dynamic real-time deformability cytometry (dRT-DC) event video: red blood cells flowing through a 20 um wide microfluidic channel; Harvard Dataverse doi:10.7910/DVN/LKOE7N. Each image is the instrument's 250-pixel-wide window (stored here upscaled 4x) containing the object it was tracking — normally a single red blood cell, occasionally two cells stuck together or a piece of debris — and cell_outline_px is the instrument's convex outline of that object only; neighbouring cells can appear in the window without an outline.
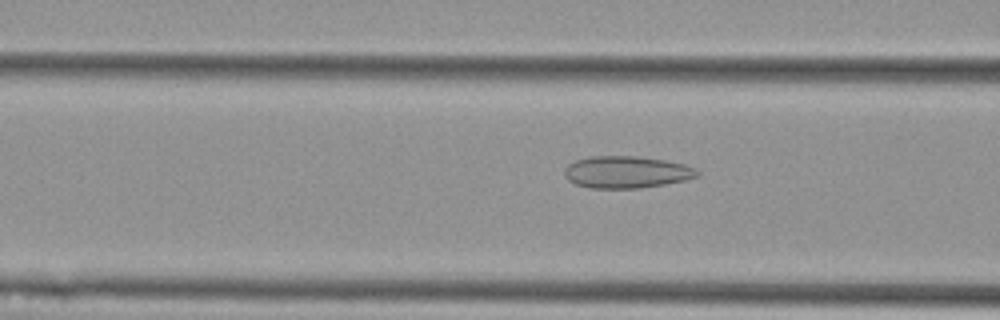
{"species": "Egyptian fruit bat (a non-hibernating species)", "species_latin": "Rousettus aegyptiacus", "temperature_condition": "cold", "stored_images_in_passage": 55, "camera_frame_rate_fps": 3000, "um_per_image_px": 0.085, "animal": {"sex": "female"}, "frame": {"image": 1, "passage_image": 21, "time_ms": 6.667, "image_size_px": [1000, 320], "cell_outline_px": [[700, 176], [684, 180], [664, 184], [640, 188], [588, 188], [576, 184], [568, 180], [564, 176], [564, 168], [568, 164], [576, 160], [592, 156], [636, 156], [664, 160], [684, 164], [696, 168], [700, 172]], "centroid_in_image_um": [53.25, 14.63], "position_along_channel_um": 113.4, "area_um2": 24.85}}
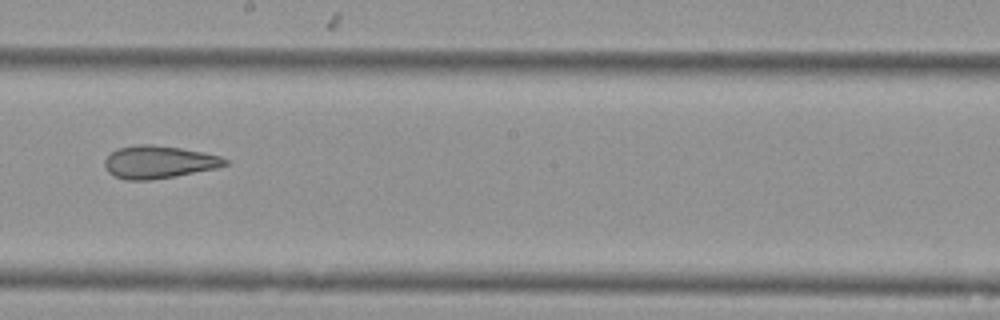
{"frame": {"image": 2, "passage_image": 31, "time_ms": 10.0, "image_size_px": [1000, 320], "cell_outline_px": [[228, 164], [216, 168], [176, 176], [152, 180], [124, 180], [108, 172], [104, 164], [104, 160], [112, 152], [120, 148], [136, 144], [152, 144], [180, 148], [220, 156], [228, 160]], "centroid_in_image_um": [13.48, 13.78], "position_along_channel_um": 234.7, "area_um2": 22.77}}
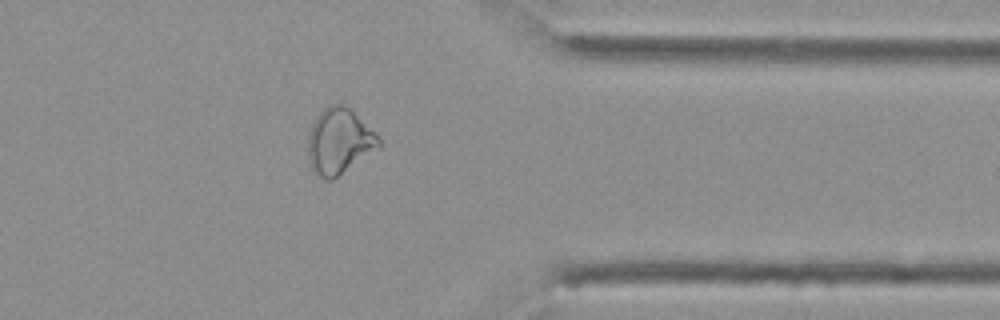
{"frame": {"image": 3, "passage_image": 44, "time_ms": 14.333, "image_size_px": [1000, 320], "cell_outline_px": [[380, 148], [332, 180], [328, 180], [312, 172], [308, 164], [308, 136], [312, 124], [316, 116], [328, 104], [344, 104], [352, 108], [380, 136]], "centroid_in_image_um": [28.85, 11.99], "position_along_channel_um": 382.6, "area_um2": 27.69}, "authors_computed_cell_mechanics": {"area_um2": 27.6862, "velocity_mm_per_s": 3.6516, "shape_relaxation_time_tau1_ms": null, "shape_relaxation_time_tau2_ms": 2.6385, "deformation_change_tau1": null, "deformation_change_tau2": 0.1101}}